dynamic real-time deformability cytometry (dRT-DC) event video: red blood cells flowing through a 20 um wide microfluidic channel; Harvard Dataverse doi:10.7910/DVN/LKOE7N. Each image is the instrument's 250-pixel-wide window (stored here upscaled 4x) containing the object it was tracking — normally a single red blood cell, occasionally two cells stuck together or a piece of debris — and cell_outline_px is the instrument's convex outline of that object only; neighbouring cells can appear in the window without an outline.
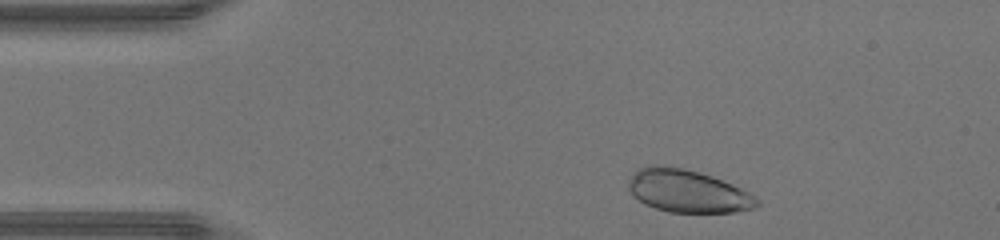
{"species": "human", "species_latin": "Homo sapiens", "temperature_condition": "warm", "stored_images_in_passage": 34, "camera_frame_rate_fps": 3000, "um_per_image_px": 0.085, "donor": {"sex": "male"}, "frame": {"image": 1, "passage_image": 3, "time_ms": 0.667, "image_size_px": [1000, 240], "cell_outline_px": [[760, 204], [756, 208], [736, 212], [668, 212], [644, 204], [632, 196], [628, 188], [628, 180], [632, 172], [636, 168], [652, 164], [664, 164], [684, 168], [700, 172], [712, 176], [732, 184], [756, 196], [760, 200]], "centroid_in_image_um": [58.41, 16.22], "position_along_channel_um": 26.6, "area_um2": 32.6}}
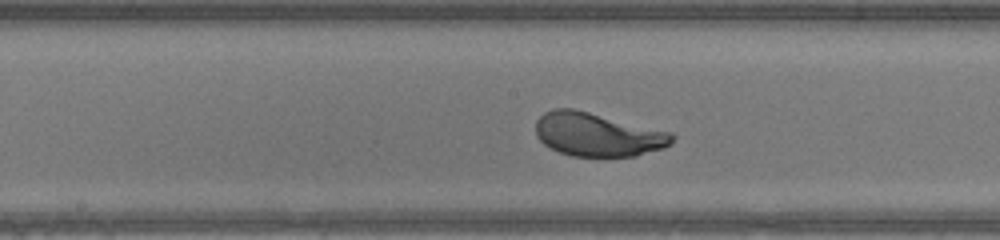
{"frame": {"image": 2, "passage_image": 19, "time_ms": 6.0, "image_size_px": [1000, 240], "cell_outline_px": [[676, 136], [664, 148], [636, 156], [572, 156], [560, 152], [544, 144], [536, 136], [536, 120], [544, 112], [552, 108], [572, 108], [672, 132]], "centroid_in_image_um": [50.78, 11.43], "position_along_channel_um": 197.4, "area_um2": 34.51}}
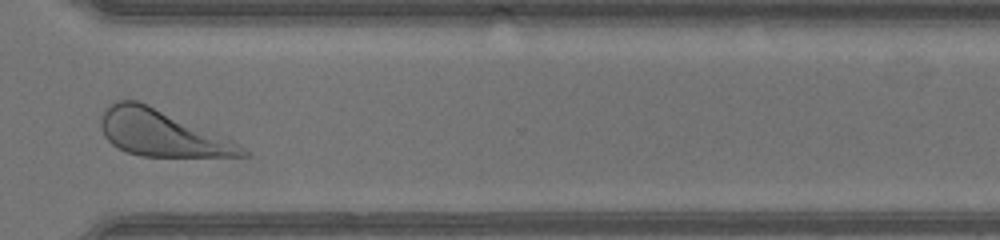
{"frame": {"image": 3, "passage_image": 30, "time_ms": 9.667, "image_size_px": [1000, 240], "cell_outline_px": [[248, 156], [140, 156], [128, 152], [112, 144], [104, 136], [100, 124], [100, 120], [104, 108], [116, 100], [140, 100], [228, 136], [236, 140], [248, 152]], "centroid_in_image_um": [13.79, 11.28], "position_along_channel_um": 356.8, "area_um2": 38.73}, "authors_computed_cell_mechanics": {"area_um2": 34.2754, "velocity_mm_per_s": 4.3535, "shape_relaxation_time_tau1_ms": 1.4441, "shape_relaxation_time_tau2_ms": null, "deformation_change_tau1": 0.1523, "deformation_change_tau2": null}}